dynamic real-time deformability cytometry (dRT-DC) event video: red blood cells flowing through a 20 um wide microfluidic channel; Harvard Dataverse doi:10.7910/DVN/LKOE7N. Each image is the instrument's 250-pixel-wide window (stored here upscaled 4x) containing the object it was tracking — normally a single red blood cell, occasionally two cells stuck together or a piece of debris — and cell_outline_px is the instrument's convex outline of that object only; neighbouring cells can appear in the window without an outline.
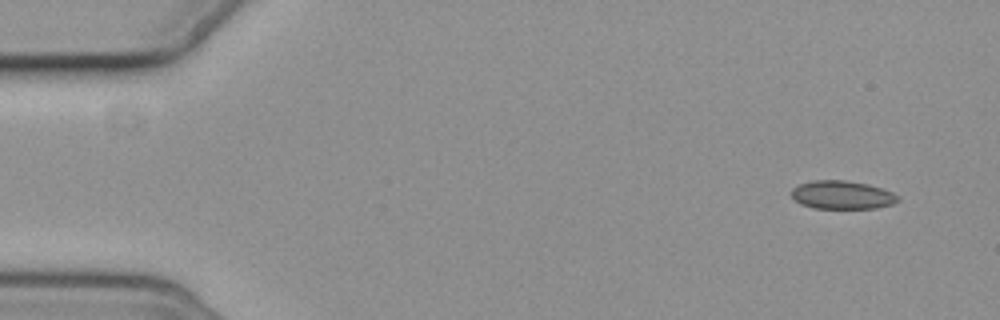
{"species": "common noctule bat (a hibernating species)", "species_latin": "Nyctalus noctula", "temperature_condition": "cold", "stored_images_in_passage": 3, "camera_frame_rate_fps": 3000, "um_per_image_px": 0.085, "animal": {"sex": "female", "body_mass_g": 19.3, "forearm_length_mm": 54.1}, "frame": {"image": 1, "passage_image": 3, "time_ms": 2.333, "image_size_px": [1000, 320], "cell_outline_px": [[900, 200], [892, 204], [876, 208], [812, 208], [800, 204], [792, 196], [792, 188], [800, 184], [812, 180], [844, 180], [868, 184], [892, 192], [900, 196]], "centroid_in_image_um": [71.59, 16.57], "position_along_channel_um": 13.4, "area_um2": 17.57}}